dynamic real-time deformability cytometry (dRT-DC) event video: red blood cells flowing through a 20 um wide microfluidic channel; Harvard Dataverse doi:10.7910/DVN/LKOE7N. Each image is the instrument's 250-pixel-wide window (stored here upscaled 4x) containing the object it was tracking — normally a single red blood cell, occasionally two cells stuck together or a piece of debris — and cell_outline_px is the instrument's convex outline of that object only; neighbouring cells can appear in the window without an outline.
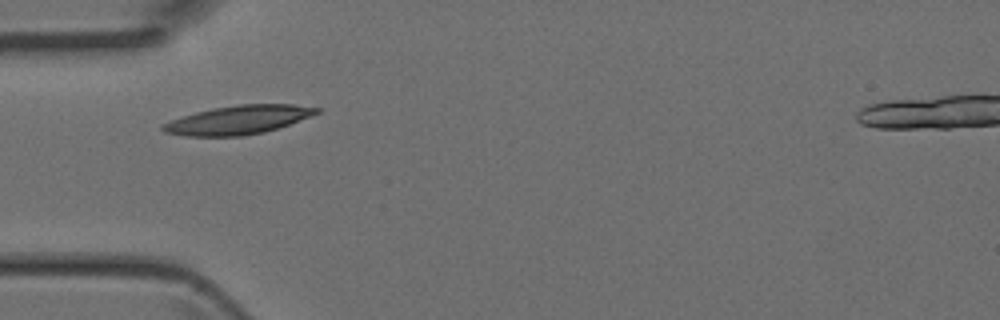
{"species": "Egyptian fruit bat (a non-hibernating species)", "species_latin": "Rousettus aegyptiacus", "temperature_condition": "room temperature", "stored_images_in_passage": 4, "camera_frame_rate_fps": 3000, "um_per_image_px": 0.085, "animal": {"sex": "female"}, "frame": {"image": 1, "passage_image": 2, "time_ms": 0.333, "image_size_px": [1000, 320], "cell_outline_px": [[320, 112], [288, 124], [264, 132], [244, 136], [184, 136], [164, 132], [160, 128], [160, 124], [196, 112], [212, 108], [240, 104], [292, 104], [320, 108]], "centroid_in_image_um": [20.21, 10.19], "position_along_channel_um": 64.8, "area_um2": 25.55}}
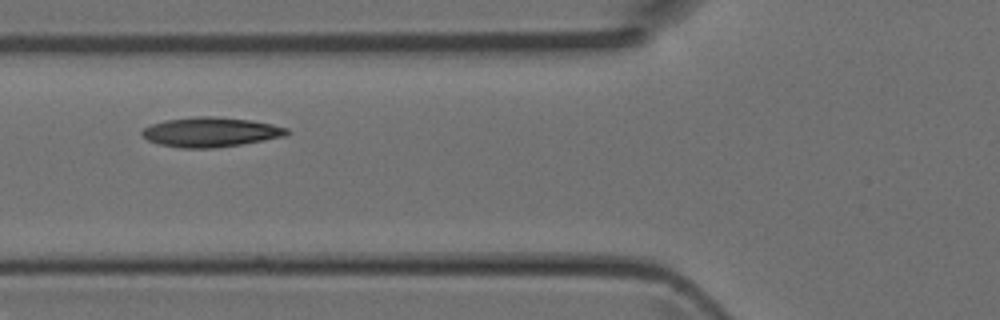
{"frame": {"image": 2, "passage_image": 3, "time_ms": 0.667, "image_size_px": [1000, 320], "cell_outline_px": [[292, 132], [284, 136], [264, 140], [216, 148], [180, 148], [160, 144], [148, 140], [140, 132], [144, 128], [152, 124], [164, 120], [196, 116], [216, 116], [252, 120], [272, 124], [288, 128]], "centroid_in_image_um": [17.92, 11.22], "position_along_channel_um": 107.9, "area_um2": 25.09}}
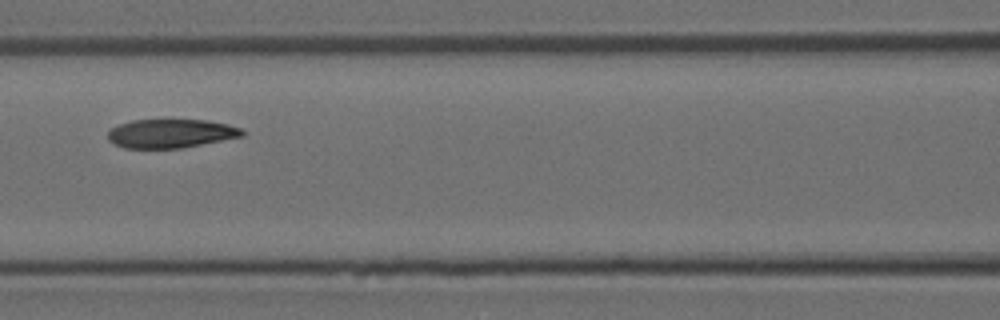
{"frame": {"image": 3, "passage_image": 4, "time_ms": 1.0, "image_size_px": [1000, 320], "cell_outline_px": [[244, 136], [184, 148], [124, 148], [108, 140], [108, 132], [112, 128], [120, 124], [132, 120], [172, 116], [208, 120], [228, 124], [240, 128], [244, 132]], "centroid_in_image_um": [14.55, 11.29], "position_along_channel_um": 152.1, "area_um2": 23.64}}